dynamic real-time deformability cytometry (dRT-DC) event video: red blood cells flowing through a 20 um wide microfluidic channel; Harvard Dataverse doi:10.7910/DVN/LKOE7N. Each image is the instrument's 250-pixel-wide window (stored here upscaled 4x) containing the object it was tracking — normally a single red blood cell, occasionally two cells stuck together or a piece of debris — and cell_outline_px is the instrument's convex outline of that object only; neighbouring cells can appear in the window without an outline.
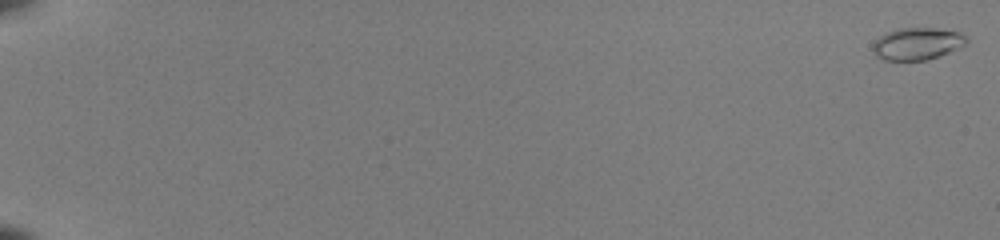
{"species": "common noctule bat (a hibernating species)", "species_latin": "Nyctalus noctula", "temperature_condition": "room temperature", "stored_images_in_passage": 53, "camera_frame_rate_fps": 3000, "um_per_image_px": 0.085, "animal": {"sex": "female", "body_mass_g": 22.0, "forearm_length_mm": 56.7}, "frame": {"image": 1, "passage_image": 1, "time_ms": 0.0, "image_size_px": [1000, 240], "cell_outline_px": [[968, 44], [940, 56], [928, 60], [884, 60], [876, 56], [872, 52], [872, 44], [884, 32], [896, 28], [936, 28], [960, 32], [968, 40]], "centroid_in_image_um": [77.95, 3.71], "position_along_channel_um": 7.1, "area_um2": 17.86}}
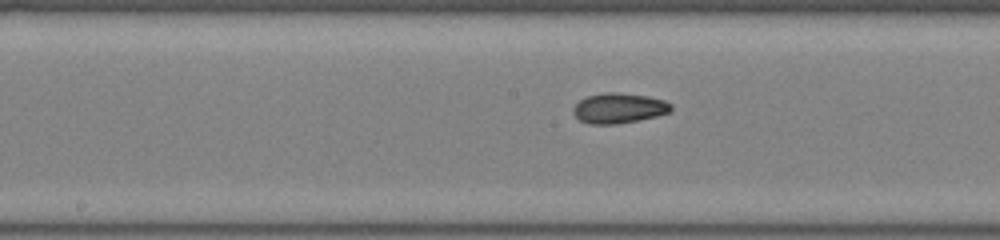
{"frame": {"image": 2, "passage_image": 31, "time_ms": 10.0, "image_size_px": [1000, 240], "cell_outline_px": [[672, 108], [668, 112], [656, 116], [616, 124], [592, 124], [580, 120], [572, 112], [572, 108], [580, 100], [588, 96], [604, 92], [616, 92], [648, 96], [664, 100], [672, 104]], "centroid_in_image_um": [52.59, 9.18], "position_along_channel_um": 195.6, "area_um2": 17.05}}
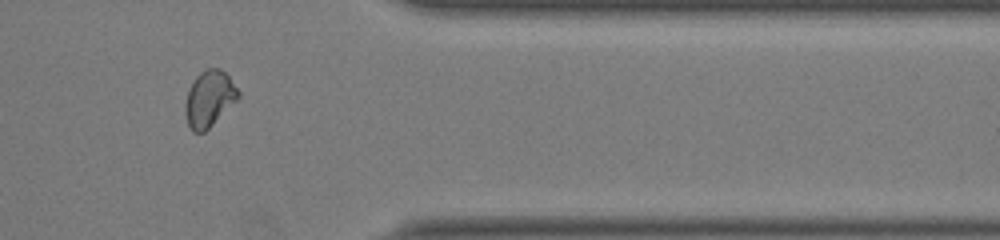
{"frame": {"image": 3, "passage_image": 46, "time_ms": 15.0, "image_size_px": [1000, 240], "cell_outline_px": [[240, 96], [204, 132], [192, 132], [188, 124], [184, 112], [184, 104], [188, 88], [192, 80], [200, 72], [208, 68], [220, 68], [228, 76], [240, 92]], "centroid_in_image_um": [17.74, 8.37], "position_along_channel_um": 393.7, "area_um2": 17.22}, "authors_computed_cell_mechanics": {"area_um2": 16.9932, "velocity_mm_per_s": 4.1148, "shape_relaxation_time_tau1_ms": 7.8138, "shape_relaxation_time_tau2_ms": 1.664, "deformation_change_tau1": 0.1567, "deformation_change_tau2": 0.0534}}